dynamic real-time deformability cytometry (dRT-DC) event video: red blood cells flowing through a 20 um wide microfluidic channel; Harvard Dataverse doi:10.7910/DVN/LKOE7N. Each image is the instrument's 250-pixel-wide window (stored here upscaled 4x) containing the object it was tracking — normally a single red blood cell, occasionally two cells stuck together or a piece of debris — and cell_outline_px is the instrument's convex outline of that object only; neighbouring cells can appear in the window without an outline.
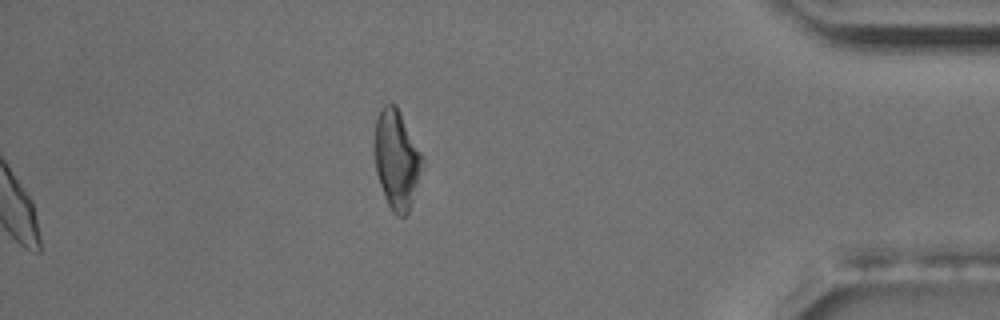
{"species": "common noctule bat (a hibernating species)", "species_latin": "Nyctalus noctula", "temperature_condition": "room temperature", "stored_images_in_passage": 48, "camera_frame_rate_fps": 3000, "um_per_image_px": 0.085, "animal": {"sex": "male", "body_mass_g": 17.5, "forearm_length_mm": 52.3}, "frame": {"image": 1, "passage_image": 48, "time_ms": 15.667, "image_size_px": [1000, 320], "cell_outline_px": [[424, 160], [412, 200], [408, 212], [404, 216], [396, 216], [392, 212], [384, 196], [376, 172], [372, 152], [372, 140], [376, 120], [380, 108], [384, 104], [396, 104], [424, 156]], "centroid_in_image_um": [33.67, 13.5], "position_along_channel_um": 401.5, "area_um2": 28.09}, "authors_computed_cell_mechanics": {"area_um2": 22.3397, "velocity_mm_per_s": 3.6201, "shape_relaxation_time_tau1_ms": 2.8472, "shape_relaxation_time_tau2_ms": 6.7115, "deformation_change_tau1": 0.1016, "deformation_change_tau2": 0.1115}}